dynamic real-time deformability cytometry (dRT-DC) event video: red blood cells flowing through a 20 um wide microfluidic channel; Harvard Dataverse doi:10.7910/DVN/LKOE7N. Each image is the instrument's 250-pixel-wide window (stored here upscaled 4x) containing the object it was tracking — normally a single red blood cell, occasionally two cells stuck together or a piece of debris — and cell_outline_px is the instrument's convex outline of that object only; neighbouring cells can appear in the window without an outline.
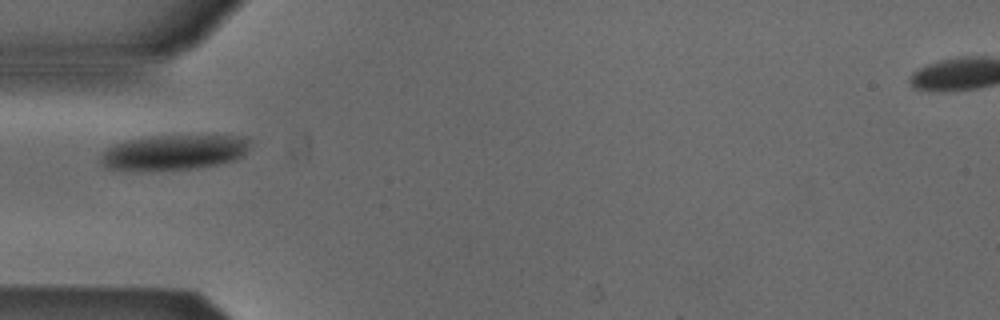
{"species": "Egyptian fruit bat (a non-hibernating species)", "species_latin": "Rousettus aegyptiacus", "temperature_condition": "cold", "stored_images_in_passage": 37, "camera_frame_rate_fps": 3000, "um_per_image_px": 0.085, "animal": {"sex": "male"}, "frame": {"image": 1, "passage_image": 1, "time_ms": 0.0, "image_size_px": [1000, 320], "cell_outline_px": [[248, 148], [236, 160], [196, 168], [136, 172], [104, 168], [100, 160], [100, 156], [108, 148], [116, 144], [128, 140], [152, 136], [248, 136]], "centroid_in_image_um": [14.71, 12.98], "position_along_channel_um": 70.3, "area_um2": 30.69}}
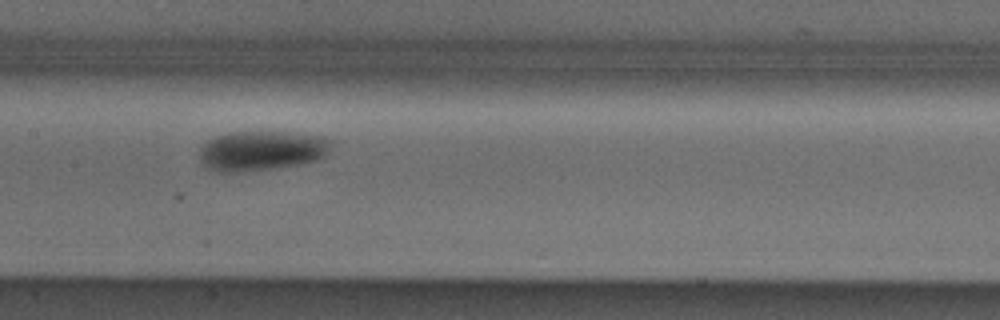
{"frame": {"image": 2, "passage_image": 10, "time_ms": 3.0, "image_size_px": [1000, 320], "cell_outline_px": [[332, 140], [324, 156], [316, 160], [296, 164], [268, 168], [232, 172], [220, 172], [208, 168], [200, 160], [200, 148], [208, 140], [216, 136], [232, 132], [288, 132], [324, 136]], "centroid_in_image_um": [22.21, 12.78], "position_along_channel_um": 185.2, "area_um2": 30.0}}
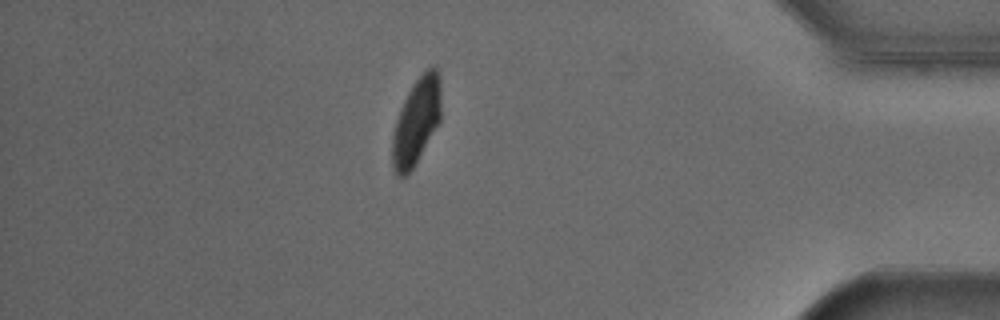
{"frame": {"image": 3, "passage_image": 30, "time_ms": 9.667, "image_size_px": [1000, 320], "cell_outline_px": [[440, 120], [412, 168], [404, 176], [396, 176], [392, 164], [392, 136], [396, 120], [400, 108], [408, 92], [416, 80], [432, 64], [436, 64], [440, 76]], "centroid_in_image_um": [35.39, 10.27], "position_along_channel_um": 399.8, "area_um2": 24.22}}